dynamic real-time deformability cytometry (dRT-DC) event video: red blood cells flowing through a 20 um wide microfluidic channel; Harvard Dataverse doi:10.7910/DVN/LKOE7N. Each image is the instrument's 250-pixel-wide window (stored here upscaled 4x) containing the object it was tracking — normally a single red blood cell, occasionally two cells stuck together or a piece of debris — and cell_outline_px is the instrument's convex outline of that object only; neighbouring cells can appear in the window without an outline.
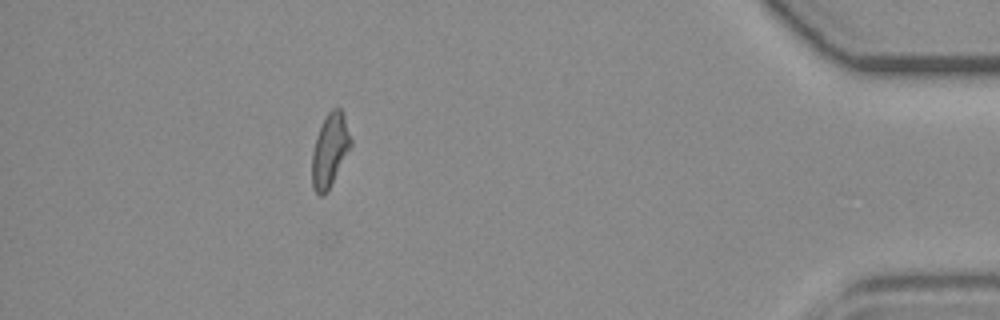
{"species": "common noctule bat (a hibernating species)", "species_latin": "Nyctalus noctula", "temperature_condition": "room temperature", "stored_images_in_passage": 47, "camera_frame_rate_fps": 3000, "um_per_image_px": 0.085, "animal": {"sex": "female", "body_mass_g": 19.3, "forearm_length_mm": 54.1}, "frame": {"image": 1, "passage_image": 41, "time_ms": 13.333, "image_size_px": [1000, 320], "cell_outline_px": [[352, 144], [328, 188], [320, 196], [312, 188], [312, 152], [316, 136], [328, 112], [332, 108], [340, 108], [344, 116], [352, 140]], "centroid_in_image_um": [28.02, 12.73], "position_along_channel_um": 407.2, "area_um2": 16.01}}